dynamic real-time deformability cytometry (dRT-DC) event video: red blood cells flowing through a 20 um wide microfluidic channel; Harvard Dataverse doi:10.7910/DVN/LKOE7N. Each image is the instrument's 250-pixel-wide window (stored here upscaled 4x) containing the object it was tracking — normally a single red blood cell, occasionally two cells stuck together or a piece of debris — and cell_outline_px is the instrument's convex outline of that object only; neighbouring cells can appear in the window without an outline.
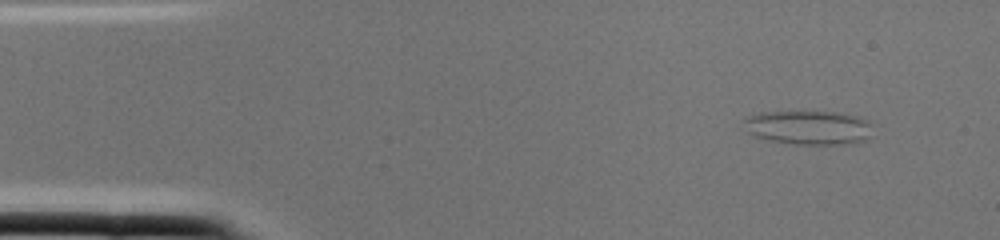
{"species": "common noctule bat (a hibernating species)", "species_latin": "Nyctalus noctula", "temperature_condition": "cold", "stored_images_in_passage": 1, "camera_frame_rate_fps": 3000, "um_per_image_px": 0.085, "animal": {"sex": "female", "body_mass_g": 22.0, "forearm_length_mm": 56.7}, "frame": {"image": 1, "passage_image": 1, "time_ms": 0.0, "image_size_px": [1000, 240], "cell_outline_px": [[868, 140], [844, 144], [792, 144], [768, 140], [756, 136], [748, 132], [740, 120], [744, 116], [760, 112], [836, 112], [856, 116], [868, 120]], "centroid_in_image_um": [68.62, 10.83], "position_along_channel_um": 16.4, "area_um2": 25.55}}